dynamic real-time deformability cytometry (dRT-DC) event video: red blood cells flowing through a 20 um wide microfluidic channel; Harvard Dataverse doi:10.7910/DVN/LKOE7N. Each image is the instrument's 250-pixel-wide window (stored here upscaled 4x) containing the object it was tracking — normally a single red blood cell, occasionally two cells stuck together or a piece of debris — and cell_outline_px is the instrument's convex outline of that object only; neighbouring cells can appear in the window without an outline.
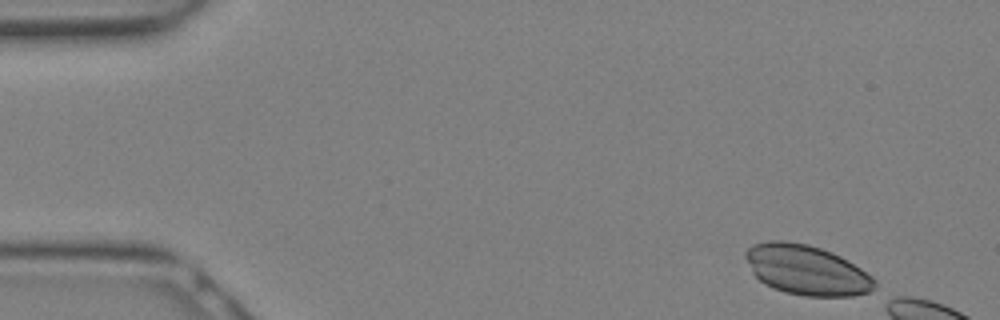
{"species": "Egyptian fruit bat (a non-hibernating species)", "species_latin": "Rousettus aegyptiacus", "temperature_condition": "warm", "stored_images_in_passage": 5, "camera_frame_rate_fps": 3000, "um_per_image_px": 0.085, "animal": {"sex": "female"}, "frame": {"image": 1, "passage_image": 1, "time_ms": 0.0, "image_size_px": [1000, 320], "cell_outline_px": [[876, 288], [868, 292], [852, 296], [804, 296], [784, 292], [772, 288], [764, 284], [752, 272], [744, 256], [744, 252], [752, 244], [768, 240], [784, 240], [808, 244], [832, 252], [848, 260], [872, 276], [876, 280]], "centroid_in_image_um": [68.54, 22.94], "position_along_channel_um": 16.5, "area_um2": 37.8}}